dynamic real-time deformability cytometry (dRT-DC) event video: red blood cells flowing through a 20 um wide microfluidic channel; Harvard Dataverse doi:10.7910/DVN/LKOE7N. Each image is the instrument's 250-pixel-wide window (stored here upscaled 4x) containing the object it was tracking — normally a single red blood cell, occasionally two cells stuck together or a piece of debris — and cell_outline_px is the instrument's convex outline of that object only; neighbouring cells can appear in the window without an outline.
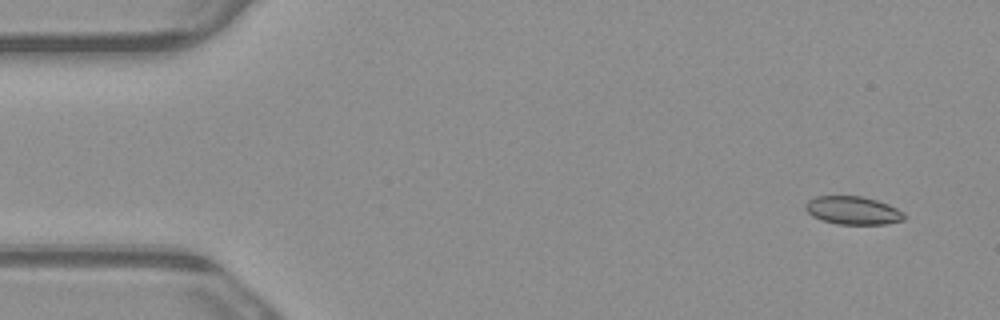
{"species": "common noctule bat (a hibernating species)", "species_latin": "Nyctalus noctula", "temperature_condition": "warm", "stored_images_in_passage": 7, "camera_frame_rate_fps": 3000, "um_per_image_px": 0.085, "animal": {"sex": "male", "body_mass_g": 23.1, "forearm_length_mm": 52.7}, "frame": {"image": 1, "passage_image": 1, "time_ms": 0.0, "image_size_px": [1000, 320], "cell_outline_px": [[908, 216], [904, 220], [888, 224], [836, 224], [820, 220], [812, 216], [804, 208], [804, 204], [808, 200], [816, 196], [860, 196], [876, 200], [888, 204], [904, 212]], "centroid_in_image_um": [72.5, 17.89], "position_along_channel_um": 12.5, "area_um2": 16.42}}
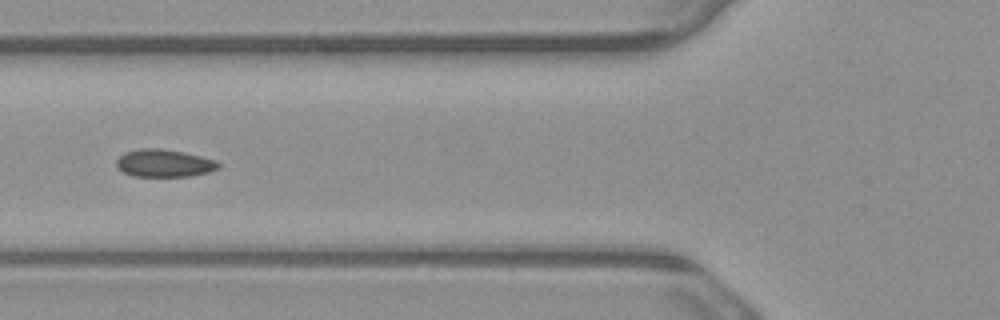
{"frame": {"image": 2, "passage_image": 5, "time_ms": 1.333, "image_size_px": [1000, 320], "cell_outline_px": [[220, 168], [208, 172], [192, 176], [132, 176], [124, 172], [116, 164], [116, 160], [124, 152], [140, 148], [160, 148], [184, 152], [216, 160], [220, 164]], "centroid_in_image_um": [13.97, 13.86], "position_along_channel_um": 111.8, "area_um2": 16.42}}
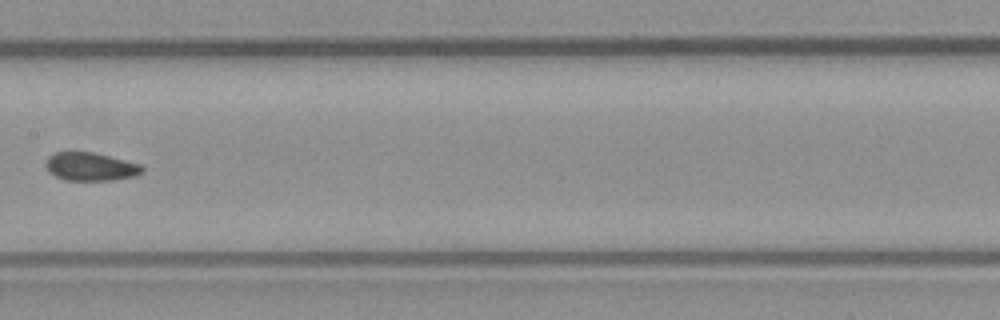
{"frame": {"image": 3, "passage_image": 7, "time_ms": 2.0, "image_size_px": [1000, 320], "cell_outline_px": [[144, 172], [136, 176], [116, 180], [64, 180], [48, 172], [44, 164], [44, 160], [48, 156], [56, 152], [92, 152], [140, 164], [144, 168]], "centroid_in_image_um": [7.68, 14.17], "position_along_channel_um": 199.7, "area_um2": 16.01}}